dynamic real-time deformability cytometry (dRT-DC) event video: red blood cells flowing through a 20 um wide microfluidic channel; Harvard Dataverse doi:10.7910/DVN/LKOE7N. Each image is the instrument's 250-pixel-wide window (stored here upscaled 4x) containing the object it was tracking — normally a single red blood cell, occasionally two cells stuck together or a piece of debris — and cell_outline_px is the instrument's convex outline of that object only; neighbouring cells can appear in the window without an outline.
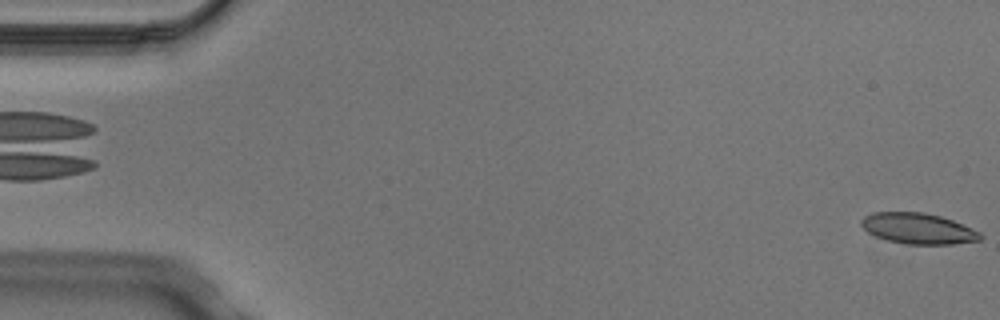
{"species": "Egyptian fruit bat (a non-hibernating species)", "species_latin": "Rousettus aegyptiacus", "temperature_condition": "cold", "stored_images_in_passage": 5, "camera_frame_rate_fps": 3000, "um_per_image_px": 0.085, "animal": {"sex": "male"}, "frame": {"image": 1, "passage_image": 5, "time_ms": 1.333, "image_size_px": [1000, 320], "cell_outline_px": [[984, 236], [980, 240], [952, 244], [908, 244], [888, 240], [876, 236], [868, 232], [860, 224], [860, 220], [864, 216], [872, 212], [924, 212], [940, 216], [952, 220], [980, 232]], "centroid_in_image_um": [78.03, 19.42], "position_along_channel_um": 7.0, "area_um2": 21.27}}